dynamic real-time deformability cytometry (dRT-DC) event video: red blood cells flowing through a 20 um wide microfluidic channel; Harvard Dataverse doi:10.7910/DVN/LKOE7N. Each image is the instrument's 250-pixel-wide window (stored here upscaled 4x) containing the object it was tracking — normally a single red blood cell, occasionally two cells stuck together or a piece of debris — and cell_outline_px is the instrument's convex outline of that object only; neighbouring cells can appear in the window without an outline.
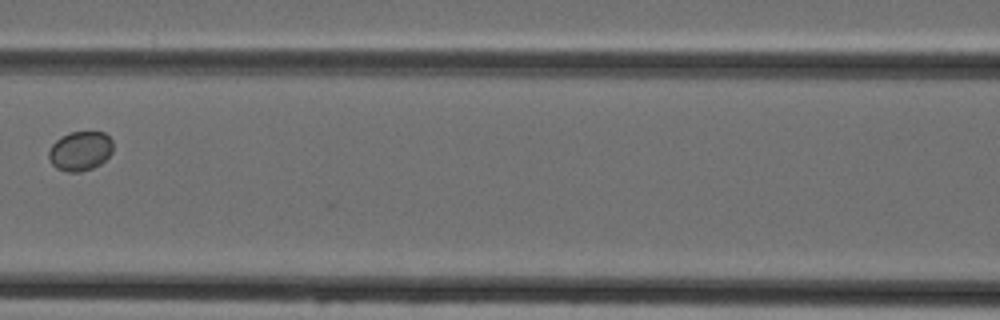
{"species": "Egyptian fruit bat (a non-hibernating species)", "species_latin": "Rousettus aegyptiacus", "temperature_condition": "cold", "stored_images_in_passage": 5, "camera_frame_rate_fps": 3000, "um_per_image_px": 0.085, "animal": {"sex": "female"}, "frame": {"image": 1, "passage_image": 5, "time_ms": 6.0, "image_size_px": [1000, 320], "cell_outline_px": [[112, 152], [100, 164], [92, 168], [80, 172], [68, 172], [56, 168], [52, 164], [48, 156], [48, 152], [52, 144], [60, 136], [72, 132], [104, 132], [112, 140]], "centroid_in_image_um": [6.8, 12.83], "position_along_channel_um": 159.8, "area_um2": 14.74}}